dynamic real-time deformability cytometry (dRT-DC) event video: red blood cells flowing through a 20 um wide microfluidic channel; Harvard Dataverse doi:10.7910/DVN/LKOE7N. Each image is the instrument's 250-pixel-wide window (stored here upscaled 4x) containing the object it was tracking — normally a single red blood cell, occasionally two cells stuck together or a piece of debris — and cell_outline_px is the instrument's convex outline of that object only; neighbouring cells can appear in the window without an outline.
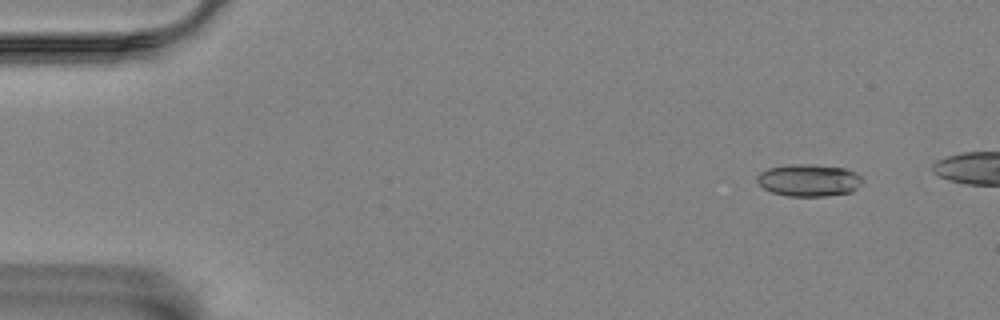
{"species": "Egyptian fruit bat (a non-hibernating species)", "species_latin": "Rousettus aegyptiacus", "temperature_condition": "room temperature", "stored_images_in_passage": 11, "segment_of_instrument_passage": [1, 2], "camera_frame_rate_fps": 3000, "um_per_image_px": 0.085, "animal": {"sex": "female"}, "frame": {"image": 1, "passage_image": 1, "time_ms": 0.0, "image_size_px": [1000, 320], "cell_outline_px": [[864, 180], [852, 192], [824, 196], [788, 196], [772, 192], [764, 188], [756, 180], [756, 176], [760, 172], [768, 168], [792, 164], [812, 164], [844, 168], [856, 172]], "centroid_in_image_um": [68.75, 15.31], "position_along_channel_um": 16.2, "area_um2": 19.77}}
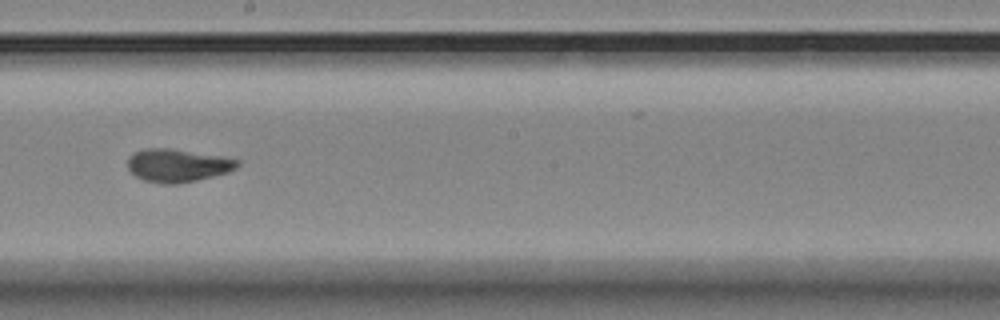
{"frame": {"image": 2, "passage_image": 8, "time_ms": 9.0, "image_size_px": [1000, 320], "cell_outline_px": [[240, 164], [236, 168], [228, 172], [196, 180], [176, 184], [160, 184], [144, 180], [136, 176], [128, 168], [128, 156], [144, 148], [172, 148], [220, 156], [240, 160]], "centroid_in_image_um": [15.09, 14.05], "position_along_channel_um": 233.1, "area_um2": 21.1}}
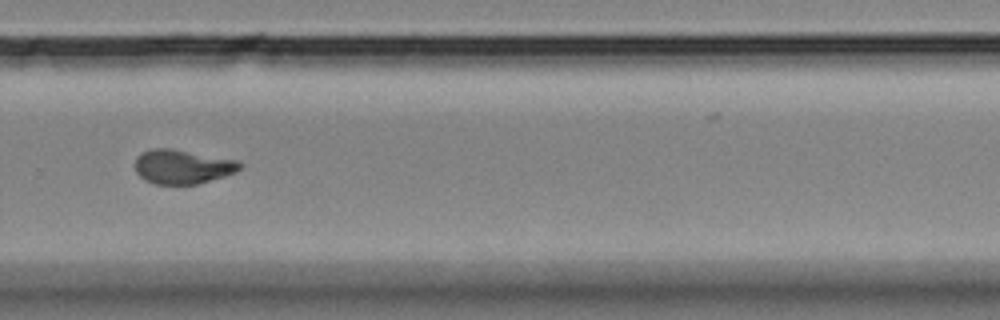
{"frame": {"image": 3, "passage_image": 10, "time_ms": 11.333, "image_size_px": [1000, 320], "cell_outline_px": [[244, 164], [236, 172], [224, 176], [196, 184], [156, 184], [144, 180], [136, 172], [136, 156], [140, 152], [152, 148], [172, 148], [240, 160]], "centroid_in_image_um": [15.53, 14.15], "position_along_channel_um": 314.3, "area_um2": 21.15}}